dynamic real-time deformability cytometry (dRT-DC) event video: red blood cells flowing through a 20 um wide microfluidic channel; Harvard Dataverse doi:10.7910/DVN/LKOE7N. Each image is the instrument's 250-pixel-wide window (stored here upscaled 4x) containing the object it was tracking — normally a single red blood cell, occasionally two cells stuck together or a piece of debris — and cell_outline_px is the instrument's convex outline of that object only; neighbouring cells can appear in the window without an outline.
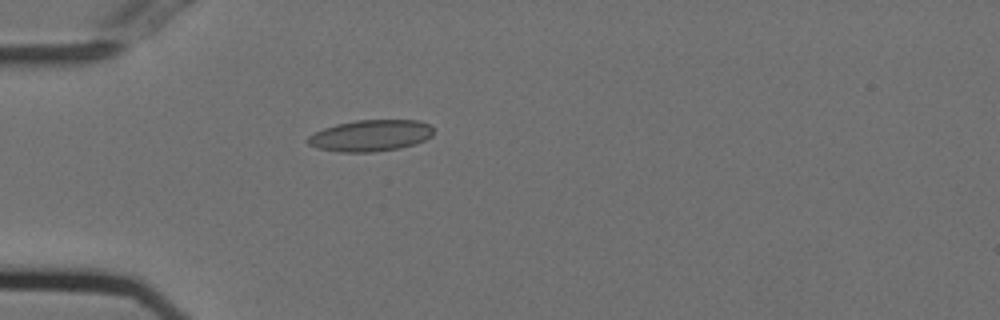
{"species": "Egyptian fruit bat (a non-hibernating species)", "species_latin": "Rousettus aegyptiacus", "temperature_condition": "cold", "stored_images_in_passage": 4, "camera_frame_rate_fps": 3000, "um_per_image_px": 0.085, "animal": {"sex": "female"}, "frame": {"image": 1, "passage_image": 1, "time_ms": 0.0, "image_size_px": [1000, 320], "cell_outline_px": [[432, 136], [424, 140], [400, 148], [376, 152], [340, 152], [316, 148], [308, 144], [304, 140], [308, 136], [324, 128], [336, 124], [356, 120], [420, 120], [428, 124], [432, 128]], "centroid_in_image_um": [31.46, 11.53], "position_along_channel_um": 53.5, "area_um2": 23.06}}